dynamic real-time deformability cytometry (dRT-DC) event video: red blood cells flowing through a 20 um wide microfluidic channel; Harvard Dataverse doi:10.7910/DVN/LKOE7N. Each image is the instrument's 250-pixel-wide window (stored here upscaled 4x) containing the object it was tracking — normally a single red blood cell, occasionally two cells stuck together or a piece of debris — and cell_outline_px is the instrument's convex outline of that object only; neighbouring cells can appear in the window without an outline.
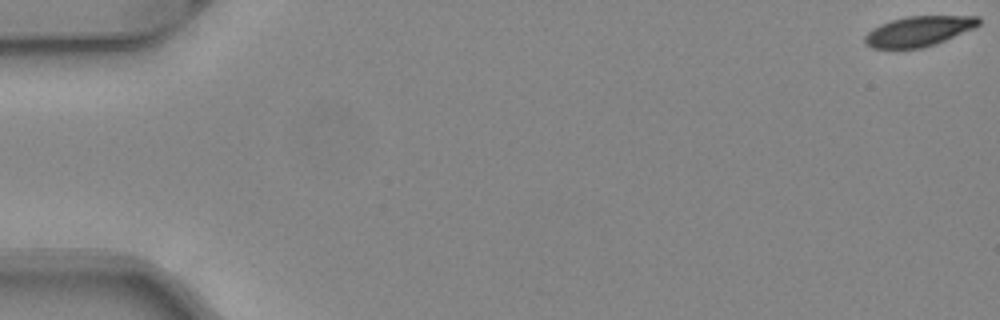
{"species": "common noctule bat (a hibernating species)", "species_latin": "Nyctalus noctula", "temperature_condition": "warm", "stored_images_in_passage": 11, "camera_frame_rate_fps": 3000, "um_per_image_px": 0.085, "animal": {"sex": "female", "body_mass_g": 24.6, "forearm_length_mm": 56.2}, "frame": {"image": 1, "passage_image": 1, "time_ms": 0.0, "image_size_px": [1000, 320], "cell_outline_px": [[980, 24], [972, 28], [936, 44], [920, 48], [872, 48], [864, 44], [864, 36], [872, 28], [880, 24], [892, 20], [908, 16], [980, 16]], "centroid_in_image_um": [78.05, 2.65], "position_along_channel_um": 7.0, "area_um2": 19.83}}